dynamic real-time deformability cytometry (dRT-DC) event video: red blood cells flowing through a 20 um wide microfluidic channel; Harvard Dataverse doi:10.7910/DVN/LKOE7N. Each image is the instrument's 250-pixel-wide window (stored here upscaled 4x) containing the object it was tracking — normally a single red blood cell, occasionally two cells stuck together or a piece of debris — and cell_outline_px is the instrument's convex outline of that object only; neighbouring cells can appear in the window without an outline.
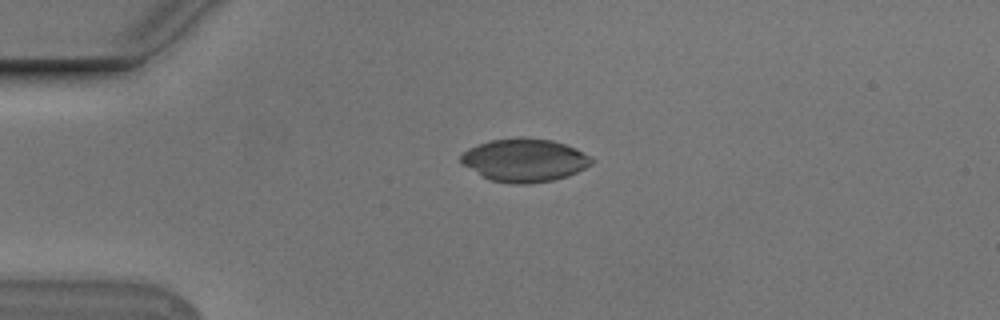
{"species": "Egyptian fruit bat (a non-hibernating species)", "species_latin": "Rousettus aegyptiacus", "temperature_condition": "cold", "stored_images_in_passage": 42, "camera_frame_rate_fps": 3000, "um_per_image_px": 0.085, "animal": {"sex": "male"}, "frame": {"image": 1, "passage_image": 1, "time_ms": 0.0, "image_size_px": [1000, 320], "cell_outline_px": [[596, 160], [592, 164], [568, 176], [552, 180], [528, 184], [516, 184], [492, 180], [460, 164], [460, 156], [468, 148], [492, 140], [520, 136], [552, 140], [576, 148], [592, 156]], "centroid_in_image_um": [44.61, 13.6], "position_along_channel_um": 40.4, "area_um2": 32.89}}
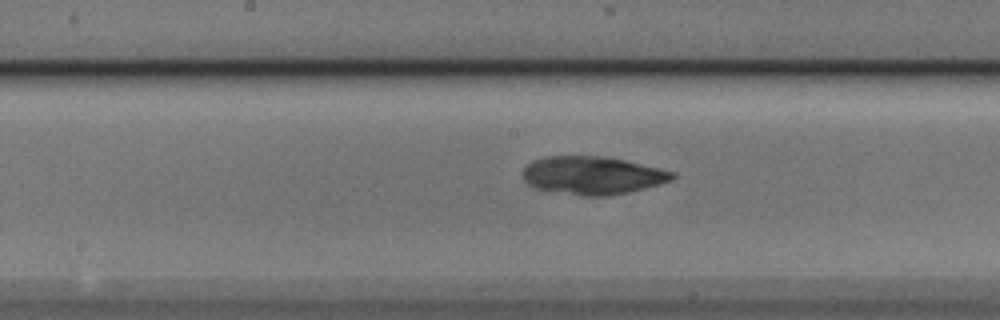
{"frame": {"image": 2, "passage_image": 16, "time_ms": 5.0, "image_size_px": [1000, 320], "cell_outline_px": [[676, 176], [672, 180], [660, 184], [644, 188], [608, 196], [580, 196], [536, 188], [528, 184], [524, 180], [524, 168], [532, 160], [544, 156], [604, 156], [624, 160], [660, 168], [676, 172]], "centroid_in_image_um": [50.37, 14.9], "position_along_channel_um": 197.8, "area_um2": 33.12}}
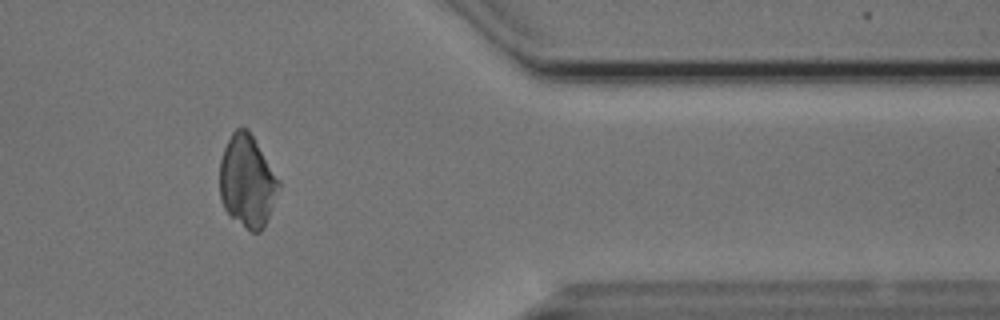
{"frame": {"image": 3, "passage_image": 33, "time_ms": 10.667, "image_size_px": [1000, 320], "cell_outline_px": [[280, 184], [264, 228], [260, 232], [248, 232], [224, 208], [220, 200], [220, 160], [224, 148], [232, 132], [236, 128], [248, 128], [280, 180]], "centroid_in_image_um": [21.0, 15.4], "position_along_channel_um": 390.4, "area_um2": 31.62}}